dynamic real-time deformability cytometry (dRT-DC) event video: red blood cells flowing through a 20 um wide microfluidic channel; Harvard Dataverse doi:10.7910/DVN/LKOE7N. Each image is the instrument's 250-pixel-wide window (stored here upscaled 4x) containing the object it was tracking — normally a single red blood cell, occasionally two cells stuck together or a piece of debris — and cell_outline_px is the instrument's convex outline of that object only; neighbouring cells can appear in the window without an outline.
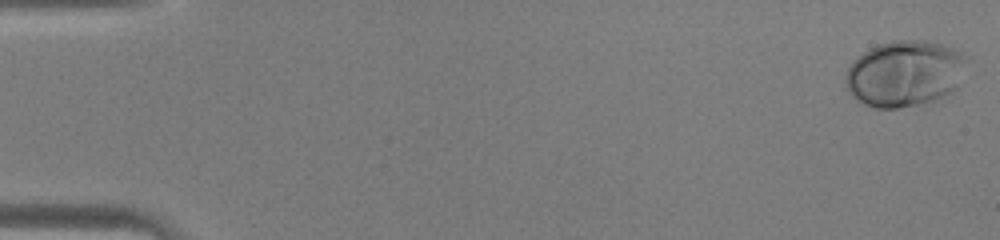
{"species": "human", "species_latin": "Homo sapiens", "temperature_condition": "warm", "stored_images_in_passage": 45, "camera_frame_rate_fps": 3000, "um_per_image_px": 0.085, "donor": {"sex": "male"}, "frame": {"image": 1, "passage_image": 1, "time_ms": 0.0, "image_size_px": [1000, 240], "cell_outline_px": [[972, 56], [964, 80], [956, 88], [944, 96], [936, 100], [920, 104], [896, 108], [876, 108], [864, 104], [856, 100], [848, 92], [844, 84], [844, 76], [852, 60], [856, 56], [880, 44], [892, 40], [924, 40], [940, 44], [964, 52]], "centroid_in_image_um": [76.96, 6.24], "position_along_channel_um": 8.0, "area_um2": 47.92}}
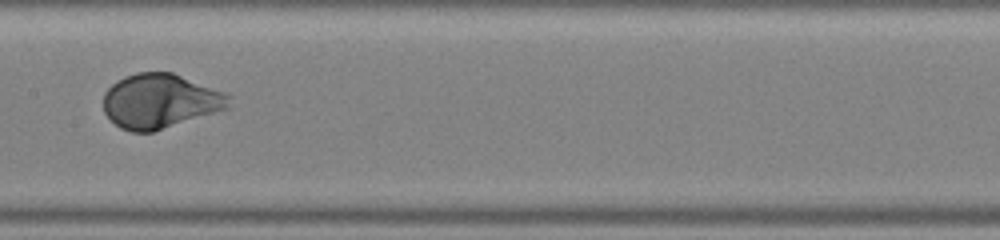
{"frame": {"image": 2, "passage_image": 24, "time_ms": 7.667, "image_size_px": [1000, 240], "cell_outline_px": [[232, 96], [228, 108], [152, 132], [132, 132], [120, 128], [104, 112], [104, 92], [116, 80], [124, 76], [136, 72], [172, 72], [228, 92]], "centroid_in_image_um": [13.63, 8.57], "position_along_channel_um": 193.8, "area_um2": 40.06}}
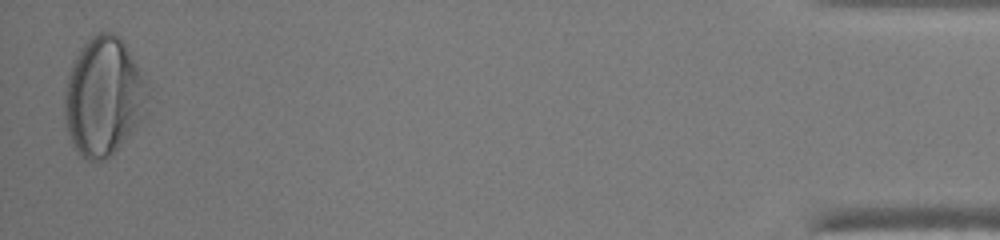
{"frame": {"image": 3, "passage_image": 45, "time_ms": 14.667, "image_size_px": [1000, 240], "cell_outline_px": [[148, 116], [104, 160], [88, 160], [72, 144], [64, 124], [64, 96], [68, 72], [80, 48], [92, 36], [100, 32], [112, 32], [120, 36], [124, 40], [144, 80], [148, 92]], "centroid_in_image_um": [8.81, 8.2], "position_along_channel_um": 426.4, "area_um2": 57.45}}